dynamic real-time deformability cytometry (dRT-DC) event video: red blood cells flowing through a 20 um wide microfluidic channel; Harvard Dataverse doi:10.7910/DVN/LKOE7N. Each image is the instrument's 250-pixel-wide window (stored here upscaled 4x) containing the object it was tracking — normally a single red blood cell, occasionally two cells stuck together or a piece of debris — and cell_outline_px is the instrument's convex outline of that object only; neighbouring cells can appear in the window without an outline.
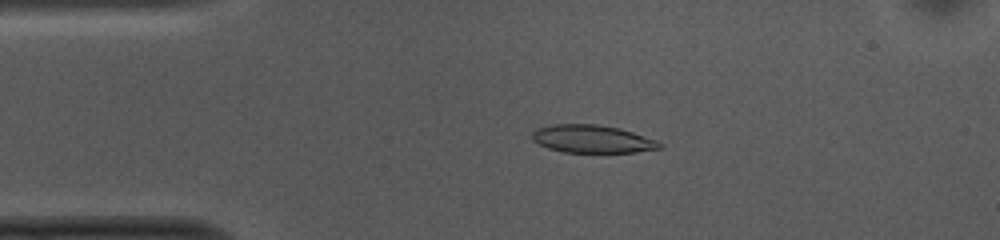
{"species": "common noctule bat (a hibernating species)", "species_latin": "Nyctalus noctula", "temperature_condition": "cold", "stored_images_in_passage": 52, "camera_frame_rate_fps": 3000, "um_per_image_px": 0.085, "animal": {"sex": "female", "body_mass_g": 10.0, "forearm_length_mm": 53.1}, "frame": {"image": 1, "passage_image": 10, "time_ms": 3.0, "image_size_px": [1000, 240], "cell_outline_px": [[664, 148], [636, 152], [564, 152], [548, 148], [532, 140], [532, 132], [536, 128], [552, 124], [596, 124], [620, 128], [656, 140], [664, 144]], "centroid_in_image_um": [50.35, 11.81], "position_along_channel_um": 34.6, "area_um2": 20.75}}
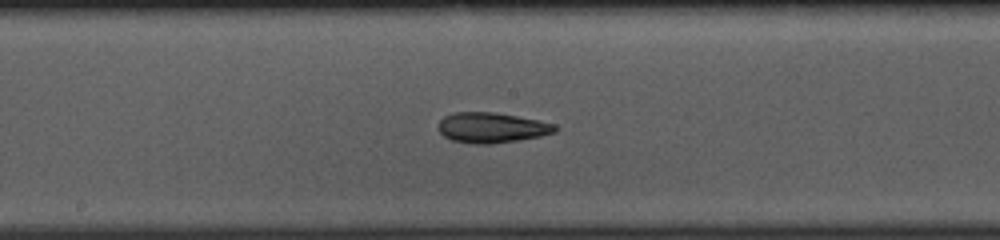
{"frame": {"image": 2, "passage_image": 26, "time_ms": 8.333, "image_size_px": [1000, 240], "cell_outline_px": [[560, 128], [556, 132], [540, 136], [492, 144], [476, 144], [452, 140], [444, 136], [436, 128], [440, 120], [444, 116], [452, 112], [496, 112], [556, 124]], "centroid_in_image_um": [41.78, 10.84], "position_along_channel_um": 206.4, "area_um2": 20.69}}
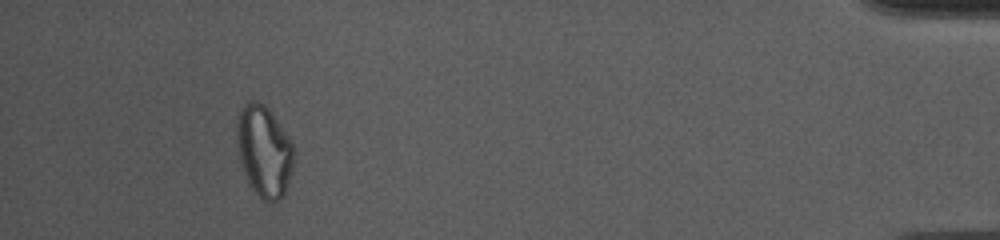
{"frame": {"image": 3, "passage_image": 48, "time_ms": 15.667, "image_size_px": [1000, 240], "cell_outline_px": [[296, 148], [292, 168], [284, 192], [280, 200], [272, 204], [268, 204], [252, 188], [244, 172], [240, 160], [236, 136], [236, 124], [240, 108], [244, 104], [252, 100], [256, 100], [264, 104], [268, 108], [292, 140]], "centroid_in_image_um": [22.46, 12.82], "position_along_channel_um": 412.7, "area_um2": 30.52}, "authors_computed_cell_mechanics": {"area_um2": 20.9525, "velocity_mm_per_s": 3.7498, "shape_relaxation_time_tau1_ms": null, "shape_relaxation_time_tau2_ms": 4.0164, "deformation_change_tau1": null, "deformation_change_tau2": 0.1204}}